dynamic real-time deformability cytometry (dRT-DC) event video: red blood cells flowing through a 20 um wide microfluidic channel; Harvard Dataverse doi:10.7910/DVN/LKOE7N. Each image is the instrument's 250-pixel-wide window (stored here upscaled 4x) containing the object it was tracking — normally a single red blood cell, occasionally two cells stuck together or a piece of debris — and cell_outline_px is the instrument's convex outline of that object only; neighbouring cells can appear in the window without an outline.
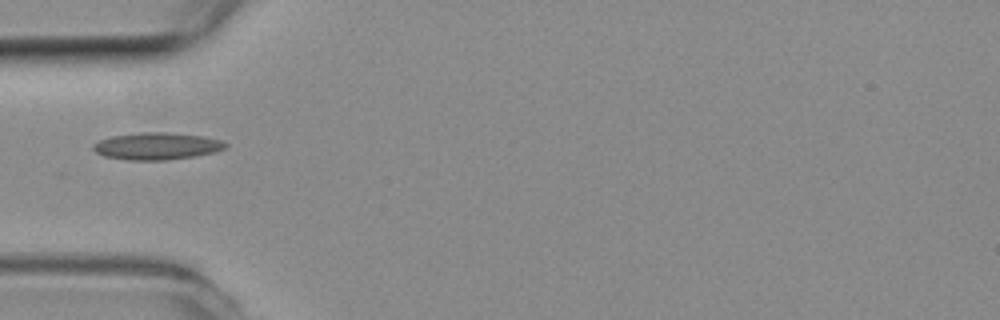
{"species": "common noctule bat (a hibernating species)", "species_latin": "Nyctalus noctula", "temperature_condition": "room temperature", "stored_images_in_passage": 38, "camera_frame_rate_fps": 3000, "um_per_image_px": 0.085, "animal": {"sex": "female", "body_mass_g": 19.3, "forearm_length_mm": 54.1}, "frame": {"image": 1, "passage_image": 1, "time_ms": 0.0, "image_size_px": [1000, 320], "cell_outline_px": [[228, 144], [224, 148], [212, 152], [196, 156], [164, 160], [128, 160], [104, 156], [96, 152], [92, 148], [92, 144], [100, 140], [112, 136], [140, 132], [168, 132], [204, 136], [220, 140]], "centroid_in_image_um": [13.3, 12.41], "position_along_channel_um": 71.7, "area_um2": 20.81}}
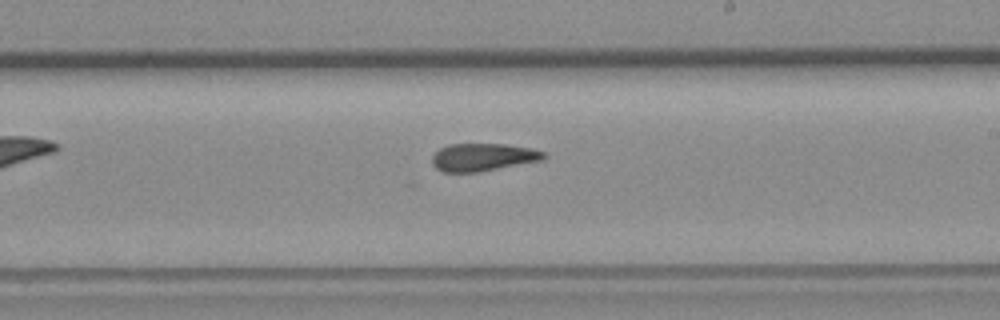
{"frame": {"image": 2, "passage_image": 15, "time_ms": 4.667, "image_size_px": [1000, 320], "cell_outline_px": [[548, 156], [544, 160], [480, 172], [444, 172], [436, 168], [432, 164], [432, 156], [440, 148], [448, 144], [504, 144], [532, 148], [544, 152]], "centroid_in_image_um": [41.08, 13.36], "position_along_channel_um": 247.9, "area_um2": 18.21}}
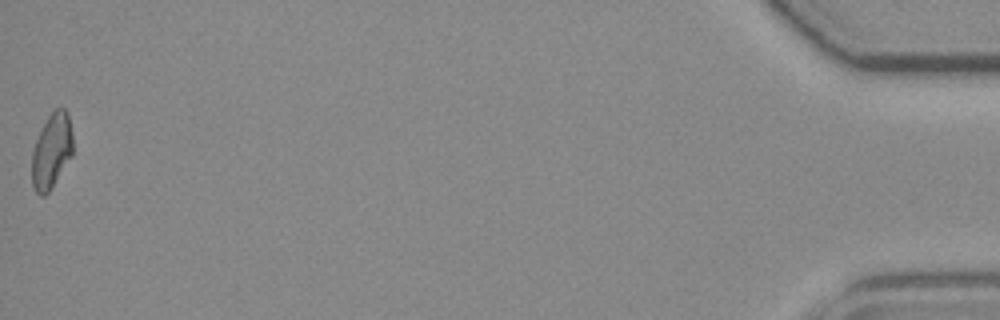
{"frame": {"image": 3, "passage_image": 38, "time_ms": 12.333, "image_size_px": [1000, 320], "cell_outline_px": [[72, 156], [52, 188], [44, 196], [40, 196], [32, 188], [32, 152], [36, 140], [48, 116], [56, 108], [64, 108], [68, 112], [72, 132]], "centroid_in_image_um": [4.39, 12.86], "position_along_channel_um": 430.8, "area_um2": 17.98}}